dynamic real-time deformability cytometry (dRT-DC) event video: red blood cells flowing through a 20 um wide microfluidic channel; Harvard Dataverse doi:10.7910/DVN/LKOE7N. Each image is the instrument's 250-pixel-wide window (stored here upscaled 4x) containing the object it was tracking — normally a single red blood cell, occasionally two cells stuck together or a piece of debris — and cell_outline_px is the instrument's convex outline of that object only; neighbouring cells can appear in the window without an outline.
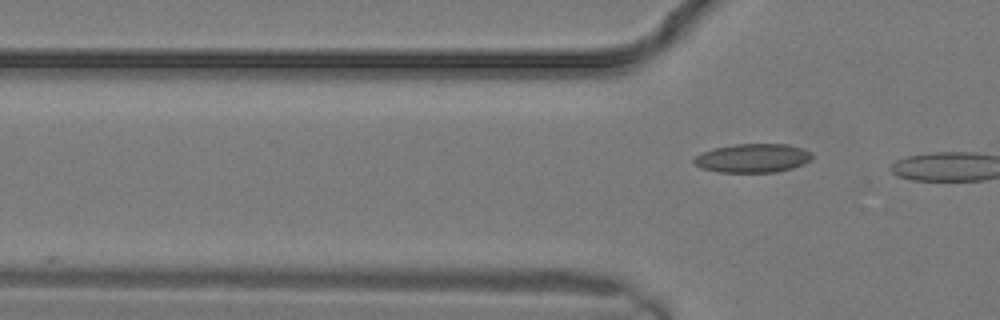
{"species": "common noctule bat (a hibernating species)", "species_latin": "Nyctalus noctula", "temperature_condition": "warm", "stored_images_in_passage": 3, "camera_frame_rate_fps": 3000, "um_per_image_px": 0.085, "animal": {"sex": "male", "body_mass_g": 19.2, "forearm_length_mm": 51.8}, "frame": {"image": 1, "passage_image": 3, "time_ms": 0.667, "image_size_px": [1000, 320], "cell_outline_px": [[812, 156], [804, 164], [792, 168], [776, 172], [720, 172], [700, 168], [692, 164], [692, 160], [696, 156], [712, 148], [732, 144], [788, 144], [812, 152]], "centroid_in_image_um": [63.94, 13.44], "position_along_channel_um": 61.9, "area_um2": 19.88}}